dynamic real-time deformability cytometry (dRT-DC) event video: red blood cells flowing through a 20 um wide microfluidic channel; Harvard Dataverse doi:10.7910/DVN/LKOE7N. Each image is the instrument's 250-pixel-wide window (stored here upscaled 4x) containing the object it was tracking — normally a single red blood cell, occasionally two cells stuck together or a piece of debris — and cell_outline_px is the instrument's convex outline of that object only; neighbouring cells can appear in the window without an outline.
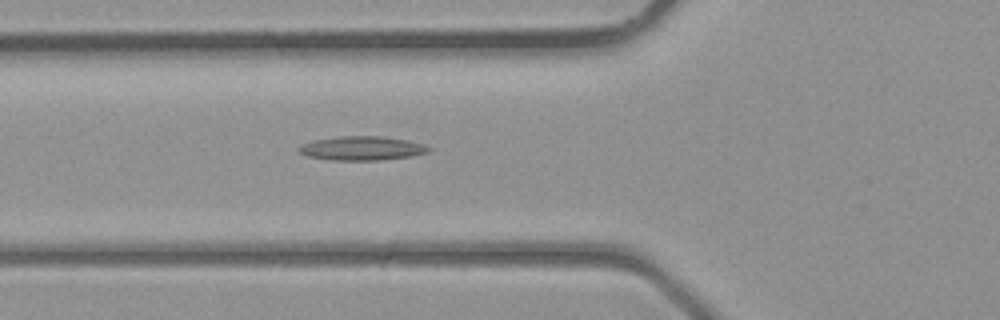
{"species": "common noctule bat (a hibernating species)", "species_latin": "Nyctalus noctula", "temperature_condition": "room temperature", "stored_images_in_passage": 34, "camera_frame_rate_fps": 3000, "um_per_image_px": 0.085, "animal": {"sex": "male", "body_mass_g": 23.1, "forearm_length_mm": 52.7}, "frame": {"image": 1, "passage_image": 9, "time_ms": 2.667, "image_size_px": [1000, 320], "cell_outline_px": [[432, 148], [428, 152], [412, 156], [380, 160], [328, 160], [308, 156], [300, 152], [296, 148], [300, 144], [312, 140], [340, 136], [384, 136], [408, 140]], "centroid_in_image_um": [30.72, 12.6], "position_along_channel_um": 95.1, "area_um2": 18.26}}
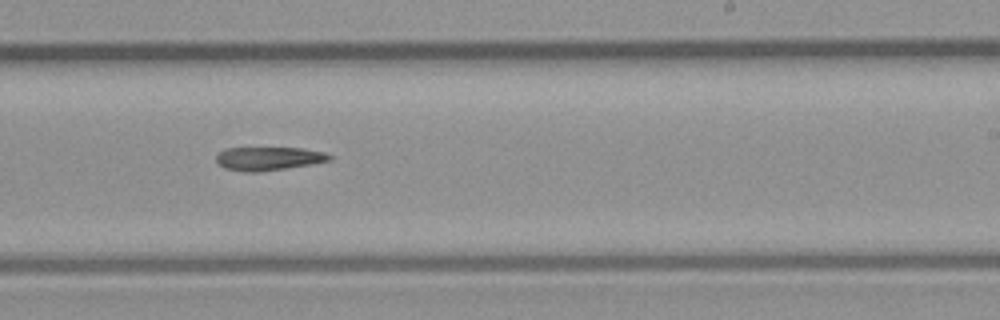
{"frame": {"image": 2, "passage_image": 19, "time_ms": 6.0, "image_size_px": [1000, 320], "cell_outline_px": [[332, 160], [312, 164], [260, 172], [244, 172], [224, 168], [216, 160], [216, 156], [224, 148], [300, 148], [324, 152], [332, 156]], "centroid_in_image_um": [22.83, 13.48], "position_along_channel_um": 266.2, "area_um2": 15.49}}
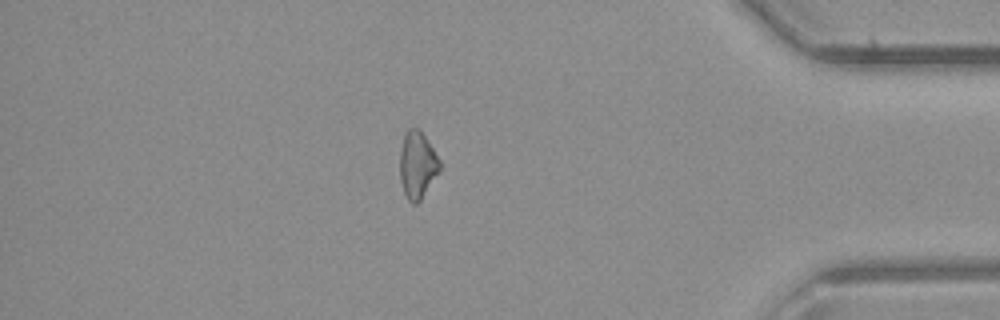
{"frame": {"image": 3, "passage_image": 29, "time_ms": 9.333, "image_size_px": [1000, 320], "cell_outline_px": [[440, 168], [420, 200], [416, 204], [412, 204], [408, 200], [404, 192], [400, 180], [400, 148], [404, 132], [408, 128], [420, 128], [440, 160]], "centroid_in_image_um": [35.44, 13.97], "position_along_channel_um": 399.8, "area_um2": 15.49}}